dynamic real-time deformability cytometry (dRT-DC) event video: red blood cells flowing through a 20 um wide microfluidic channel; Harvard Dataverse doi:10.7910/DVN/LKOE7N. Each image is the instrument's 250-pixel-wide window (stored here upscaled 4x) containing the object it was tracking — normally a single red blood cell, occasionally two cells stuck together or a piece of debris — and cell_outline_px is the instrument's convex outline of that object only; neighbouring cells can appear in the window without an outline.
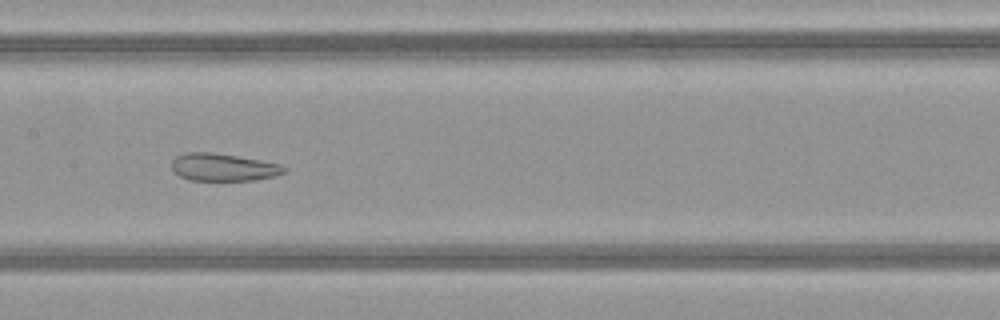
{"species": "common noctule bat (a hibernating species)", "species_latin": "Nyctalus noctula", "temperature_condition": "warm", "stored_images_in_passage": 50, "camera_frame_rate_fps": 3000, "um_per_image_px": 0.085, "animal": {"sex": "female", "body_mass_g": 21.9}, "frame": {"image": 1, "passage_image": 25, "time_ms": 8.0, "image_size_px": [1000, 320], "cell_outline_px": [[288, 172], [276, 176], [256, 180], [188, 180], [172, 172], [172, 160], [176, 156], [184, 152], [212, 152], [260, 160], [280, 164], [288, 168]], "centroid_in_image_um": [18.99, 14.22], "position_along_channel_um": 188.4, "area_um2": 18.26}}
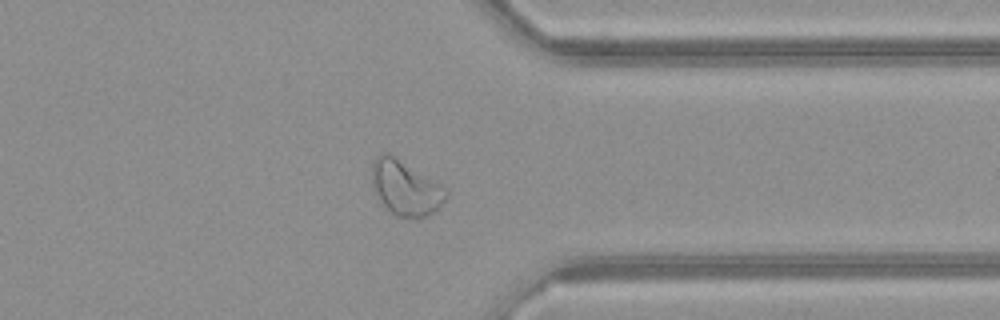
{"frame": {"image": 2, "passage_image": 39, "time_ms": 12.667, "image_size_px": [1000, 320], "cell_outline_px": [[448, 196], [432, 212], [424, 216], [396, 216], [380, 204], [372, 188], [372, 164], [376, 156], [380, 152], [388, 152], [444, 188], [448, 192]], "centroid_in_image_um": [34.37, 15.95], "position_along_channel_um": 377.0, "area_um2": 23.12}}
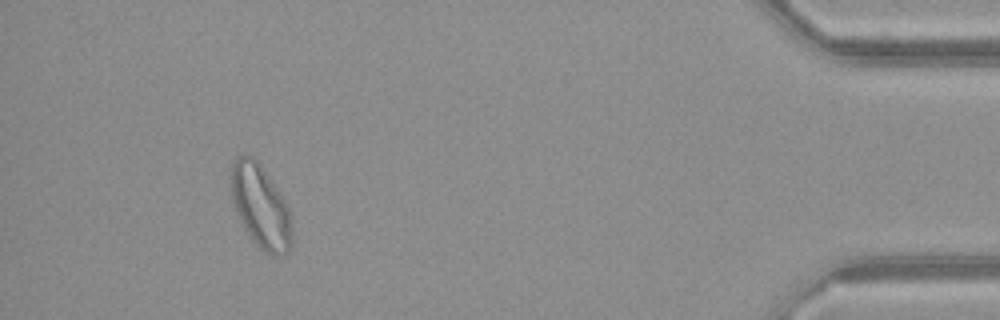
{"frame": {"image": 3, "passage_image": 46, "time_ms": 15.0, "image_size_px": [1000, 320], "cell_outline_px": [[292, 248], [288, 256], [272, 256], [264, 252], [252, 240], [236, 212], [232, 200], [228, 176], [232, 164], [236, 156], [252, 156], [256, 160], [280, 192], [288, 208], [292, 228]], "centroid_in_image_um": [22.15, 17.59], "position_along_channel_um": 413.1, "area_um2": 29.88}, "authors_computed_cell_mechanics": {"area_um2": 26.4435, "velocity_mm_per_s": 4.1638, "shape_relaxation_time_tau1_ms": null, "shape_relaxation_time_tau2_ms": 1.4767, "deformation_change_tau1": null, "deformation_change_tau2": 0.0798}}